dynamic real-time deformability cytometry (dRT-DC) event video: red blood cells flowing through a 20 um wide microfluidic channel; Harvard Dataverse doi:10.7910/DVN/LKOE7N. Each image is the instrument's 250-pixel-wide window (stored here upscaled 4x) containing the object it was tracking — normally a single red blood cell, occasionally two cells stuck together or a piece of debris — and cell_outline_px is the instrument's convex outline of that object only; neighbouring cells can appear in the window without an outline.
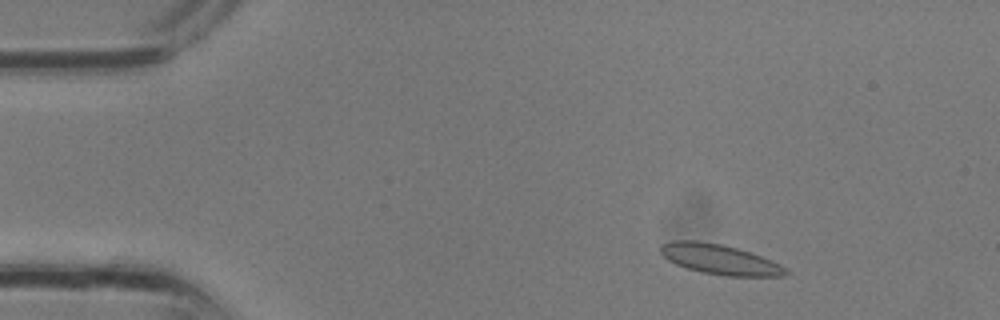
{"species": "common noctule bat (a hibernating species)", "species_latin": "Nyctalus noctula", "temperature_condition": "room temperature", "stored_images_in_passage": 32, "camera_frame_rate_fps": 3000, "um_per_image_px": 0.085, "animal": {"sex": "male", "body_mass_g": 13.3}, "frame": {"image": 1, "passage_image": 4, "time_ms": 1.0, "image_size_px": [1000, 320], "cell_outline_px": [[792, 272], [784, 276], [724, 276], [700, 272], [676, 264], [668, 260], [660, 252], [660, 244], [672, 240], [696, 240], [720, 244], [736, 248], [772, 260], [788, 268]], "centroid_in_image_um": [61.19, 22.05], "position_along_channel_um": 23.8, "area_um2": 22.02}}
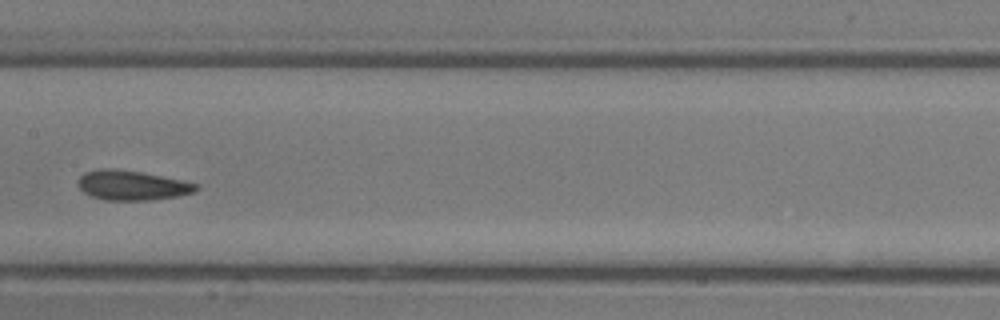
{"frame": {"image": 2, "passage_image": 16, "time_ms": 5.0, "image_size_px": [1000, 320], "cell_outline_px": [[200, 188], [196, 192], [176, 196], [148, 200], [104, 200], [92, 196], [84, 192], [76, 184], [76, 180], [84, 172], [100, 168], [112, 168], [140, 172], [200, 184]], "centroid_in_image_um": [11.19, 15.75], "position_along_channel_um": 196.2, "area_um2": 20.46}}
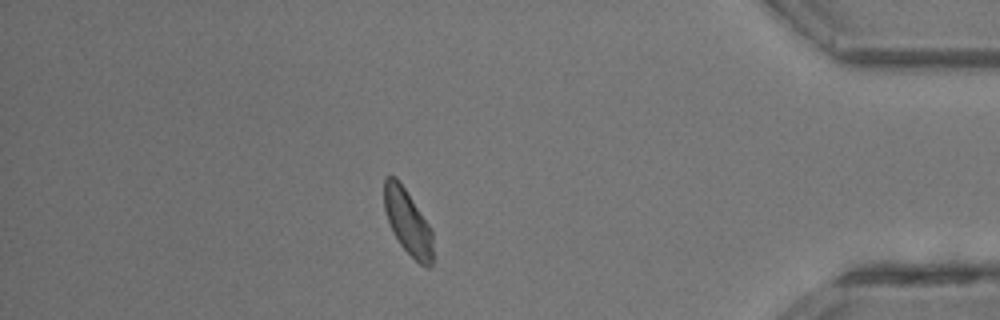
{"frame": {"image": 3, "passage_image": 28, "time_ms": 9.0, "image_size_px": [1000, 320], "cell_outline_px": [[432, 264], [428, 268], [420, 264], [400, 244], [388, 220], [384, 208], [384, 176], [396, 176], [432, 228]], "centroid_in_image_um": [34.67, 18.85], "position_along_channel_um": 400.5, "area_um2": 18.26}}